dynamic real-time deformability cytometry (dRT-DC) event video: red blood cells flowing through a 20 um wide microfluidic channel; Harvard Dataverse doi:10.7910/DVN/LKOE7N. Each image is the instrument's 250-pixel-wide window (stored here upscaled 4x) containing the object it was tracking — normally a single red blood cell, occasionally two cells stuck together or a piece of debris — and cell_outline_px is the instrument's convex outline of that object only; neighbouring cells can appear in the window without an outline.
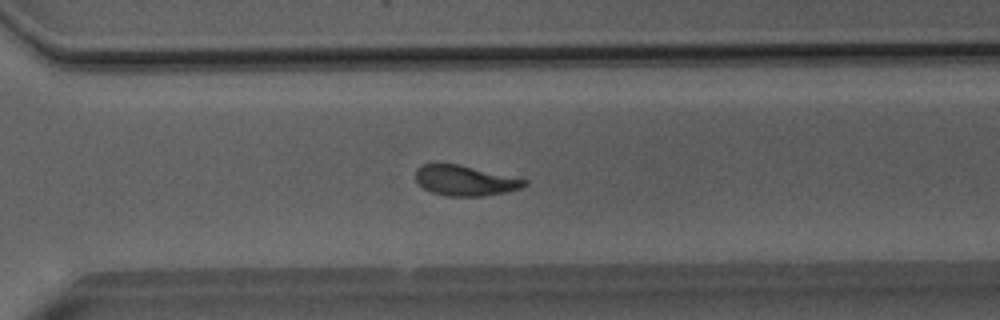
{"species": "Egyptian fruit bat (a non-hibernating species)", "species_latin": "Rousettus aegyptiacus", "temperature_condition": "room temperature", "stored_images_in_passage": 49, "camera_frame_rate_fps": 3000, "um_per_image_px": 0.085, "animal": {"sex": "male"}, "frame": {"image": 1, "passage_image": 35, "time_ms": 11.333, "image_size_px": [1000, 320], "cell_outline_px": [[528, 184], [520, 188], [504, 192], [484, 196], [444, 196], [432, 192], [424, 188], [416, 180], [416, 168], [420, 164], [460, 164], [528, 180]], "centroid_in_image_um": [39.52, 15.34], "position_along_channel_um": 331.1, "area_um2": 19.13}}
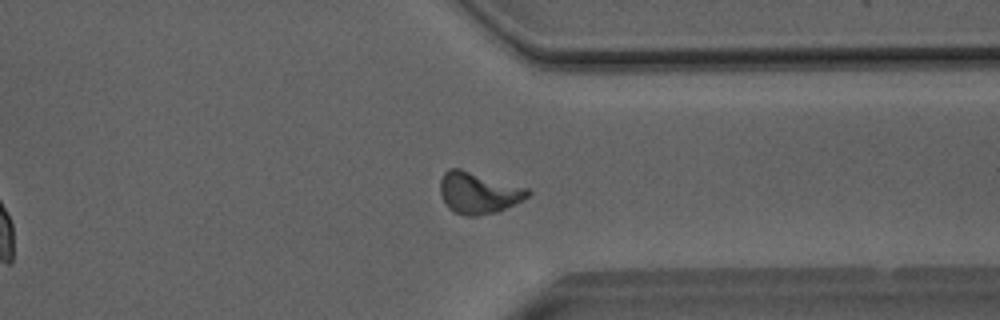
{"frame": {"image": 2, "passage_image": 38, "time_ms": 12.333, "image_size_px": [1000, 320], "cell_outline_px": [[532, 192], [528, 196], [496, 212], [476, 216], [464, 216], [452, 212], [448, 208], [440, 192], [440, 180], [444, 172], [448, 168], [460, 168], [528, 188]], "centroid_in_image_um": [40.62, 16.38], "position_along_channel_um": 370.8, "area_um2": 21.1}}
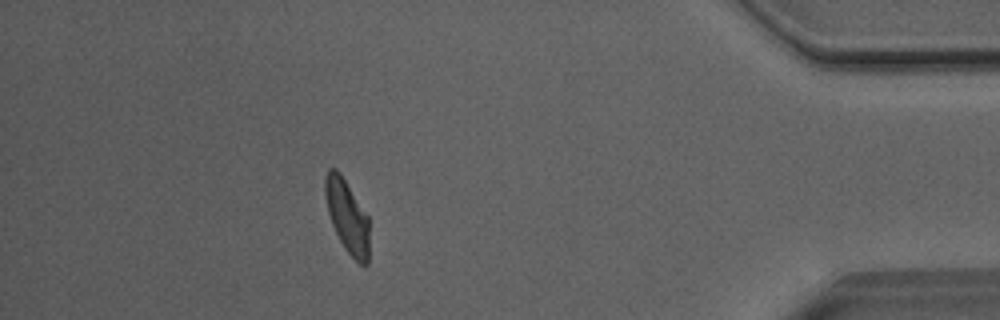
{"frame": {"image": 3, "passage_image": 44, "time_ms": 14.333, "image_size_px": [1000, 320], "cell_outline_px": [[368, 264], [364, 268], [344, 248], [332, 224], [328, 212], [324, 192], [324, 176], [328, 168], [336, 168], [340, 172], [368, 216]], "centroid_in_image_um": [29.49, 18.35], "position_along_channel_um": 405.7, "area_um2": 18.73}, "authors_computed_cell_mechanics": {"area_um2": 19.9988, "velocity_mm_per_s": 4.0516, "shape_relaxation_time_tau1_ms": 5.4516, "shape_relaxation_time_tau2_ms": 1.6362, "deformation_change_tau1": 0.1813, "deformation_change_tau2": 0.0945}}